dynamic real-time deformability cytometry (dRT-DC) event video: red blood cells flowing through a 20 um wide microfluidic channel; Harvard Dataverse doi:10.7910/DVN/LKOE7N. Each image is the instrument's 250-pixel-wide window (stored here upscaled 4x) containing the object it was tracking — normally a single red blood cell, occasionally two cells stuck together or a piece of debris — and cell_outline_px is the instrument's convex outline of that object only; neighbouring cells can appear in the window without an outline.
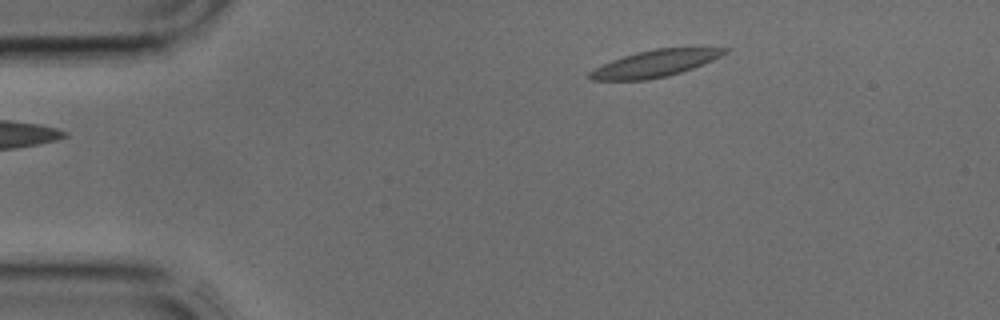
{"species": "common noctule bat (a hibernating species)", "species_latin": "Nyctalus noctula", "temperature_condition": "cold", "stored_images_in_passage": 5, "camera_frame_rate_fps": 3000, "um_per_image_px": 0.085, "animal": {"sex": "male", "body_mass_g": 17.9, "forearm_length_mm": 54.2}, "frame": {"image": 1, "passage_image": 5, "time_ms": 1.333, "image_size_px": [1000, 320], "cell_outline_px": [[728, 52], [712, 60], [692, 68], [668, 76], [648, 80], [588, 80], [584, 76], [588, 72], [612, 60], [636, 52], [656, 48], [728, 48]], "centroid_in_image_um": [55.61, 5.41], "position_along_channel_um": 29.4, "area_um2": 20.92}}